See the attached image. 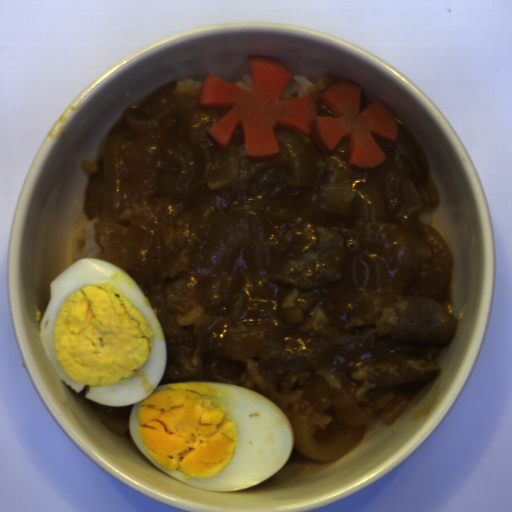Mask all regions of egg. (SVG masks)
<instances>
[{"label": "egg", "mask_w": 512, "mask_h": 512, "mask_svg": "<svg viewBox=\"0 0 512 512\" xmlns=\"http://www.w3.org/2000/svg\"><path fill=\"white\" fill-rule=\"evenodd\" d=\"M150 299L116 264L80 258L49 282L38 329L56 376L100 406H132L129 436L157 469L206 492L259 485L295 429L270 398L213 381L160 384L167 348Z\"/></svg>", "instance_id": "obj_1"}]
</instances>
